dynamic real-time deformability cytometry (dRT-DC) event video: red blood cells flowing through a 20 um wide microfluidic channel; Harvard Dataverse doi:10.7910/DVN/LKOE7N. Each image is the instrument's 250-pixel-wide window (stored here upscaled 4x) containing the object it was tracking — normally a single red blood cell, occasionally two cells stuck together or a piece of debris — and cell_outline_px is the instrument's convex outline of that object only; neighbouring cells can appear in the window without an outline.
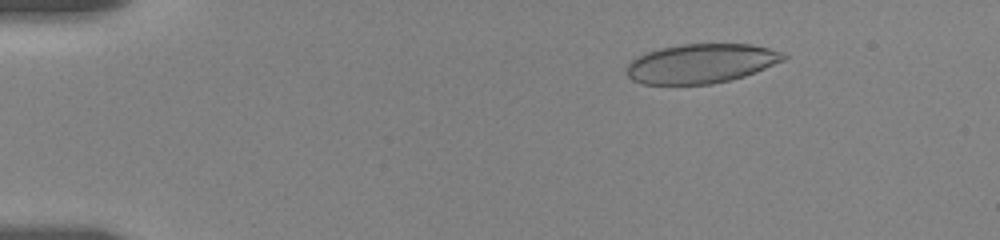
{"species": "human", "species_latin": "Homo sapiens", "temperature_condition": "room temperature", "stored_images_in_passage": 15, "camera_frame_rate_fps": 3000, "um_per_image_px": 0.085, "donor": {"sex": "female"}, "frame": {"image": 1, "passage_image": 3, "time_ms": 2.0, "image_size_px": [1000, 240], "cell_outline_px": [[788, 56], [784, 60], [744, 76], [712, 84], [644, 84], [632, 80], [624, 72], [628, 64], [632, 60], [648, 52], [660, 48], [680, 44], [752, 44], [768, 48], [780, 52]], "centroid_in_image_um": [59.56, 5.4], "position_along_channel_um": 25.4, "area_um2": 35.72}}
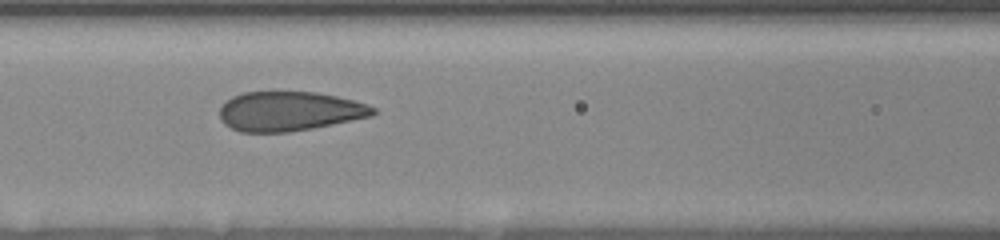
{"frame": {"image": 2, "passage_image": 9, "time_ms": 7.667, "image_size_px": [1000, 240], "cell_outline_px": [[376, 112], [372, 116], [312, 128], [288, 132], [240, 132], [224, 124], [220, 120], [220, 108], [232, 96], [244, 92], [316, 92], [336, 96], [368, 104], [376, 108]], "centroid_in_image_um": [24.59, 9.46], "position_along_channel_um": 142.0, "area_um2": 35.14}}
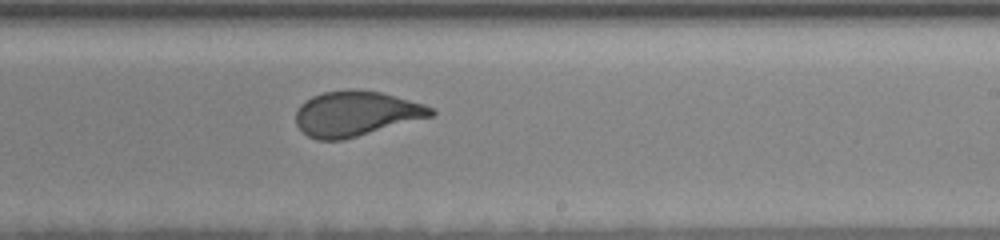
{"frame": {"image": 3, "passage_image": 15, "time_ms": 11.0, "image_size_px": [1000, 240], "cell_outline_px": [[436, 112], [432, 116], [344, 140], [316, 140], [308, 136], [296, 124], [296, 112], [300, 104], [312, 96], [324, 92], [352, 88], [380, 92], [424, 104], [432, 108]], "centroid_in_image_um": [30.23, 9.66], "position_along_channel_um": 258.8, "area_um2": 35.43}}